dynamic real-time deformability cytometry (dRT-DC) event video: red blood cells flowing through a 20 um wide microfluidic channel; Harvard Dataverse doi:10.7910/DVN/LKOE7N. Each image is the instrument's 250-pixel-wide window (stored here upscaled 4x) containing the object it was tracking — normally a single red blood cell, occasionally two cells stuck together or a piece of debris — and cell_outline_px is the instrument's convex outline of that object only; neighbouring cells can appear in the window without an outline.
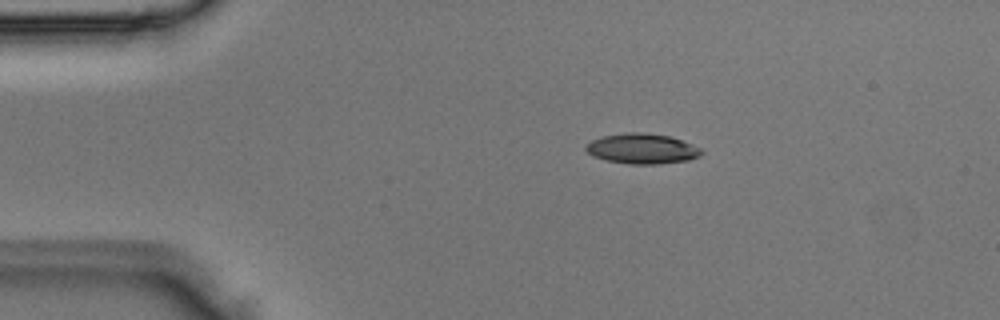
{"species": "Egyptian fruit bat (a non-hibernating species)", "species_latin": "Rousettus aegyptiacus", "temperature_condition": "room temperature", "stored_images_in_passage": 2, "camera_frame_rate_fps": 3000, "um_per_image_px": 0.085, "animal": {"sex": "male"}, "frame": {"image": 1, "passage_image": 1, "time_ms": 0.0, "image_size_px": [1000, 320], "cell_outline_px": [[704, 152], [700, 156], [688, 160], [660, 164], [628, 164], [604, 160], [592, 156], [584, 148], [592, 140], [604, 136], [624, 132], [644, 132], [668, 136], [692, 144], [700, 148]], "centroid_in_image_um": [54.57, 12.64], "position_along_channel_um": 30.4, "area_um2": 20.4}}